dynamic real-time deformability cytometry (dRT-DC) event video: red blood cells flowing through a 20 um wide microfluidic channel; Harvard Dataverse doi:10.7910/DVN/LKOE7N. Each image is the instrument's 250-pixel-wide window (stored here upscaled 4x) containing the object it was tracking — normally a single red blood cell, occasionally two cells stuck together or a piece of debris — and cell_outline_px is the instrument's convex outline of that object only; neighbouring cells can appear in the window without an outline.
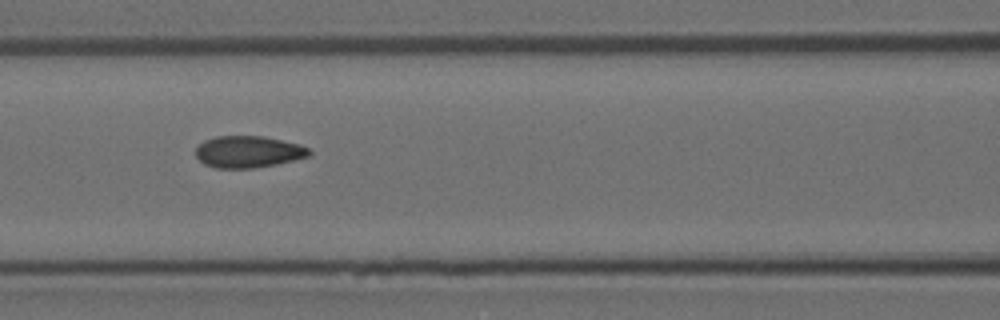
{"species": "Egyptian fruit bat (a non-hibernating species)", "species_latin": "Rousettus aegyptiacus", "temperature_condition": "room temperature", "stored_images_in_passage": 12, "camera_frame_rate_fps": 3000, "um_per_image_px": 0.085, "animal": {"sex": "female"}, "frame": {"image": 1, "passage_image": 6, "time_ms": 1.667, "image_size_px": [1000, 320], "cell_outline_px": [[312, 152], [308, 156], [276, 164], [252, 168], [216, 168], [204, 164], [196, 156], [196, 148], [204, 140], [216, 136], [264, 136], [300, 144], [308, 148]], "centroid_in_image_um": [21.09, 12.89], "position_along_channel_um": 145.5, "area_um2": 20.92}}
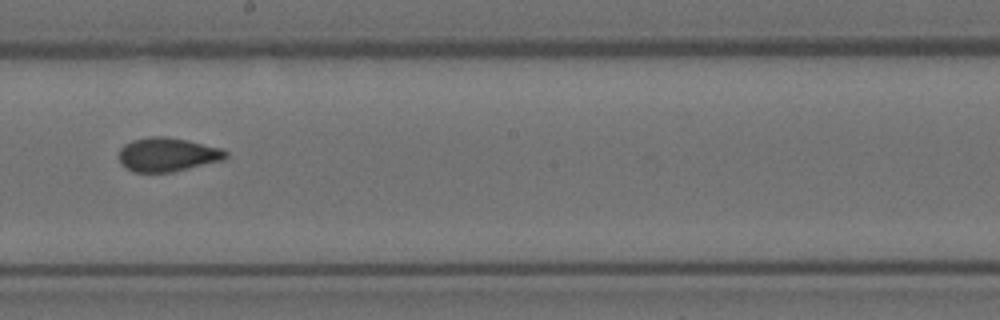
{"frame": {"image": 2, "passage_image": 8, "time_ms": 2.333, "image_size_px": [1000, 320], "cell_outline_px": [[228, 156], [224, 160], [172, 172], [132, 172], [124, 168], [120, 164], [120, 148], [124, 144], [132, 140], [152, 136], [164, 136], [188, 140], [224, 148], [228, 152]], "centroid_in_image_um": [14.25, 13.14], "position_along_channel_um": 233.9, "area_um2": 21.39}}
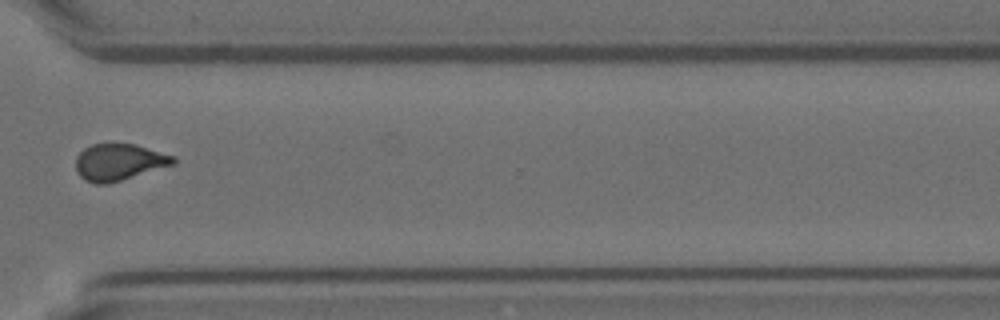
{"frame": {"image": 3, "passage_image": 11, "time_ms": 3.333, "image_size_px": [1000, 320], "cell_outline_px": [[176, 164], [108, 184], [96, 184], [84, 180], [76, 172], [76, 156], [84, 148], [92, 144], [112, 140], [136, 144], [176, 156]], "centroid_in_image_um": [10.12, 13.73], "position_along_channel_um": 360.5, "area_um2": 21.68}}